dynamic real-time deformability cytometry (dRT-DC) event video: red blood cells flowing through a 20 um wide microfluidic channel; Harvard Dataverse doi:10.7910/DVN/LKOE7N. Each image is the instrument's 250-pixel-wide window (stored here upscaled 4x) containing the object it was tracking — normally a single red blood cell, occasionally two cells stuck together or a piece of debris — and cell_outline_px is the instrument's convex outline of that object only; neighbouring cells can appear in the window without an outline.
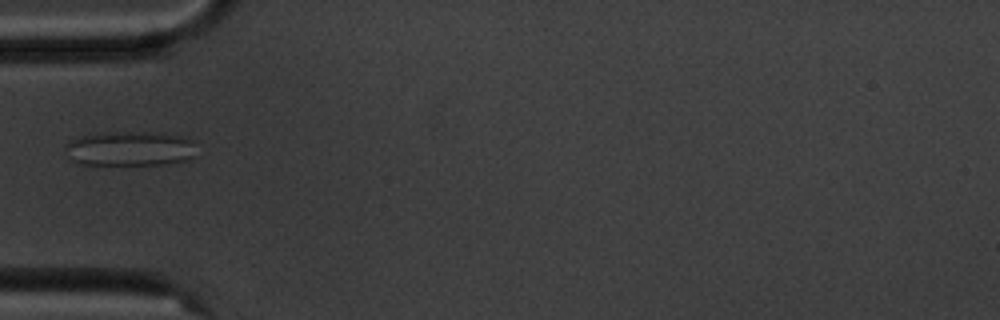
{"species": "common noctule bat (a hibernating species)", "species_latin": "Nyctalus noctula", "temperature_condition": "cold", "stored_images_in_passage": 10, "camera_frame_rate_fps": 3000, "um_per_image_px": 0.085, "animal": {"sex": "male", "body_mass_g": 20.1, "forearm_length_mm": 53.5}, "frame": {"image": 1, "passage_image": 5, "time_ms": 4.667, "image_size_px": [1000, 320], "cell_outline_px": [[192, 156], [188, 160], [168, 164], [80, 164], [72, 160], [64, 148], [64, 144], [80, 136], [104, 132], [148, 132], [180, 136], [192, 140]], "centroid_in_image_um": [10.99, 12.63], "position_along_channel_um": 74.0, "area_um2": 26.18}}
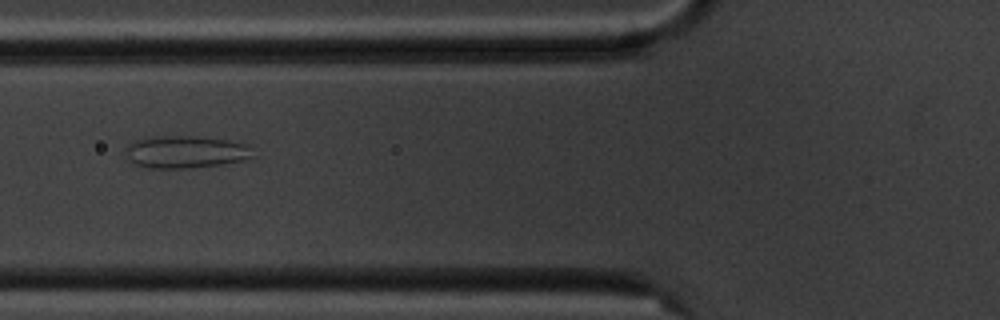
{"frame": {"image": 2, "passage_image": 6, "time_ms": 5.667, "image_size_px": [1000, 320], "cell_outline_px": [[252, 156], [244, 160], [220, 164], [188, 168], [148, 168], [132, 164], [124, 148], [128, 144], [144, 136], [196, 136], [228, 140], [244, 144], [248, 148]], "centroid_in_image_um": [15.67, 12.9], "position_along_channel_um": 110.1, "area_um2": 23.93}}